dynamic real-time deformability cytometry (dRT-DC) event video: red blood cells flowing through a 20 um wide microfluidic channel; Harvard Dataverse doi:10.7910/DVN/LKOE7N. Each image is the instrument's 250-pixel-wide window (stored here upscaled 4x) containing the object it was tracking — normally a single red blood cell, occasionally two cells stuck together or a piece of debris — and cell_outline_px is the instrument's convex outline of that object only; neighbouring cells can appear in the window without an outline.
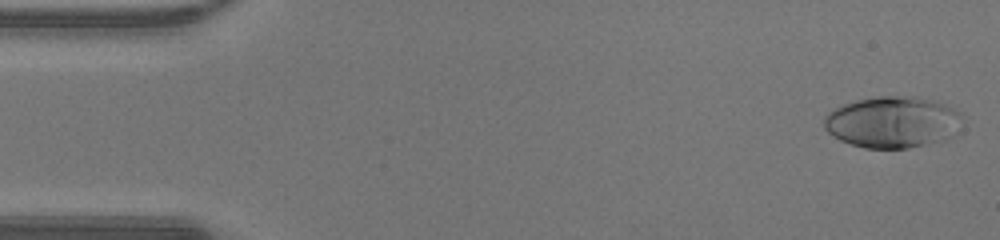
{"species": "human", "species_latin": "Homo sapiens", "temperature_condition": "warm", "stored_images_in_passage": 47, "camera_frame_rate_fps": 3000, "um_per_image_px": 0.085, "donor": {"sex": "male"}, "frame": {"image": 1, "passage_image": 1, "time_ms": 0.0, "image_size_px": [1000, 240], "cell_outline_px": [[964, 116], [956, 132], [952, 136], [944, 140], [908, 148], [864, 148], [840, 140], [832, 136], [824, 128], [824, 116], [828, 112], [844, 104], [856, 100], [880, 96], [912, 96], [944, 104], [960, 112]], "centroid_in_image_um": [75.86, 10.38], "position_along_channel_um": 9.1, "area_um2": 41.38}}
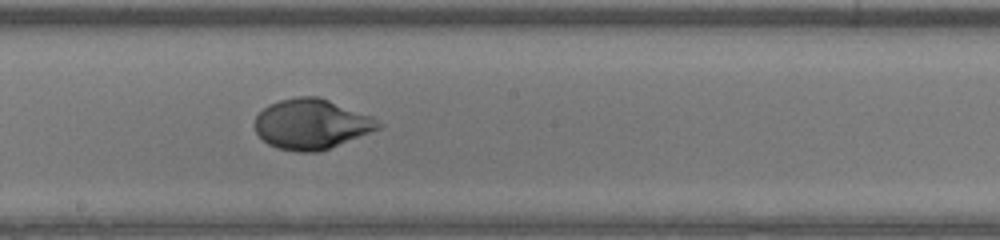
{"frame": {"image": 2, "passage_image": 25, "time_ms": 8.0, "image_size_px": [1000, 240], "cell_outline_px": [[384, 124], [380, 128], [320, 152], [296, 152], [276, 148], [268, 144], [256, 132], [256, 116], [268, 104], [280, 100], [296, 96], [320, 96], [372, 116]], "centroid_in_image_um": [26.49, 10.54], "position_along_channel_um": 221.7, "area_um2": 36.18}}
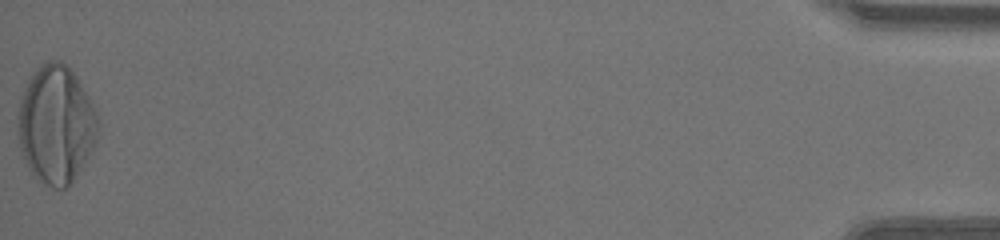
{"frame": {"image": 3, "passage_image": 47, "time_ms": 15.333, "image_size_px": [1000, 240], "cell_outline_px": [[100, 120], [96, 140], [88, 156], [72, 184], [64, 188], [52, 188], [40, 184], [32, 176], [20, 156], [16, 116], [20, 100], [24, 88], [32, 72], [44, 60], [60, 60], [76, 76], [88, 96]], "centroid_in_image_um": [4.71, 10.62], "position_along_channel_um": 430.5, "area_um2": 56.07}, "authors_computed_cell_mechanics": {"area_um2": 36.8186, "velocity_mm_per_s": 4.324, "shape_relaxation_time_tau1_ms": 3.8201, "shape_relaxation_time_tau2_ms": null, "deformation_change_tau1": 0.2383, "deformation_change_tau2": null}}